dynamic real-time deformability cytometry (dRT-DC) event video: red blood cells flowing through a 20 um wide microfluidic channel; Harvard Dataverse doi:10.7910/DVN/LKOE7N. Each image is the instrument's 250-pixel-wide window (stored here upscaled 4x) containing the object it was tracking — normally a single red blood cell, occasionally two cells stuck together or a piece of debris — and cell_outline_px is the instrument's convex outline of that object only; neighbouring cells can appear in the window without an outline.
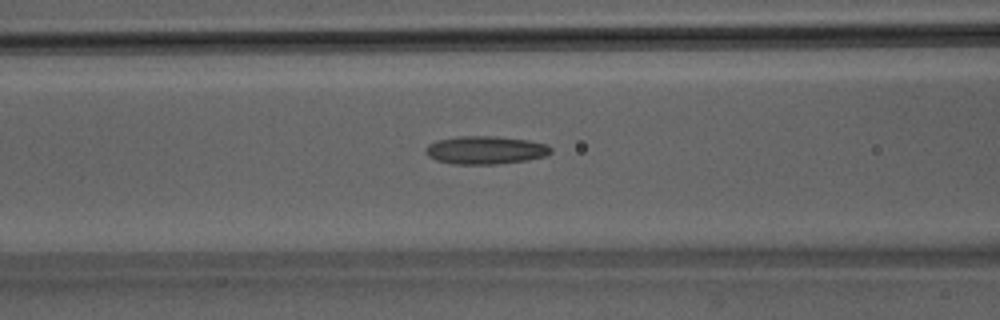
{"species": "Egyptian fruit bat (a non-hibernating species)", "species_latin": "Rousettus aegyptiacus", "temperature_condition": "room temperature", "stored_images_in_passage": 41, "camera_frame_rate_fps": 3000, "um_per_image_px": 0.085, "animal": {"sex": "male"}, "frame": {"image": 1, "passage_image": 16, "time_ms": 5.0, "image_size_px": [1000, 320], "cell_outline_px": [[552, 152], [544, 156], [528, 160], [500, 164], [452, 164], [436, 160], [428, 156], [424, 152], [424, 148], [428, 144], [436, 140], [460, 136], [496, 136], [528, 140], [544, 144], [552, 148]], "centroid_in_image_um": [41.22, 12.76], "position_along_channel_um": 125.4, "area_um2": 20.63}}
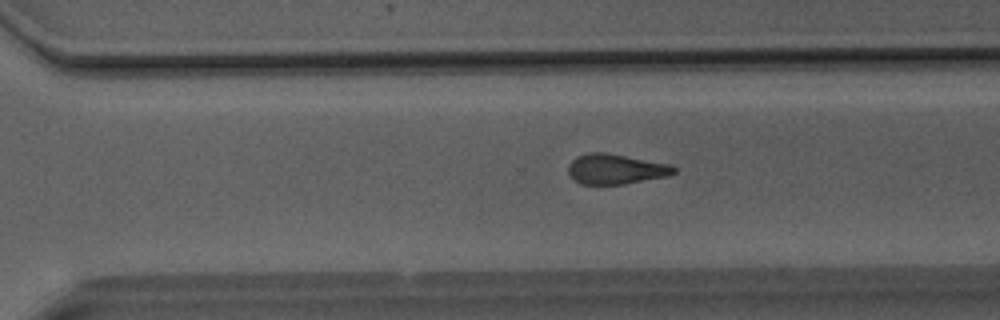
{"frame": {"image": 2, "passage_image": 30, "time_ms": 9.667, "image_size_px": [1000, 320], "cell_outline_px": [[676, 172], [668, 176], [624, 184], [580, 184], [568, 172], [568, 164], [576, 156], [588, 152], [608, 152], [668, 164], [676, 168]], "centroid_in_image_um": [52.32, 14.36], "position_along_channel_um": 318.3, "area_um2": 18.55}}
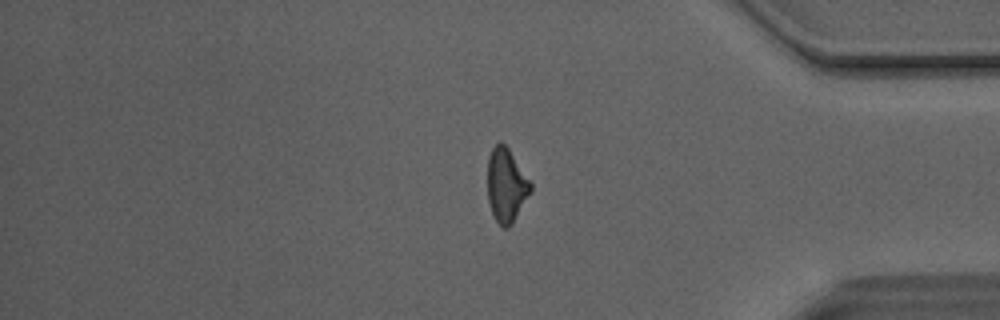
{"frame": {"image": 3, "passage_image": 37, "time_ms": 12.0, "image_size_px": [1000, 320], "cell_outline_px": [[532, 192], [512, 224], [508, 228], [504, 228], [496, 220], [492, 212], [488, 200], [488, 156], [492, 148], [500, 140], [508, 148], [532, 184]], "centroid_in_image_um": [43.04, 15.75], "position_along_channel_um": 392.2, "area_um2": 18.5}, "authors_computed_cell_mechanics": {"area_um2": 19.5364, "velocity_mm_per_s": 4.1468, "shape_relaxation_time_tau1_ms": null, "shape_relaxation_time_tau2_ms": 2.5163, "deformation_change_tau1": null, "deformation_change_tau2": 0.1282}}